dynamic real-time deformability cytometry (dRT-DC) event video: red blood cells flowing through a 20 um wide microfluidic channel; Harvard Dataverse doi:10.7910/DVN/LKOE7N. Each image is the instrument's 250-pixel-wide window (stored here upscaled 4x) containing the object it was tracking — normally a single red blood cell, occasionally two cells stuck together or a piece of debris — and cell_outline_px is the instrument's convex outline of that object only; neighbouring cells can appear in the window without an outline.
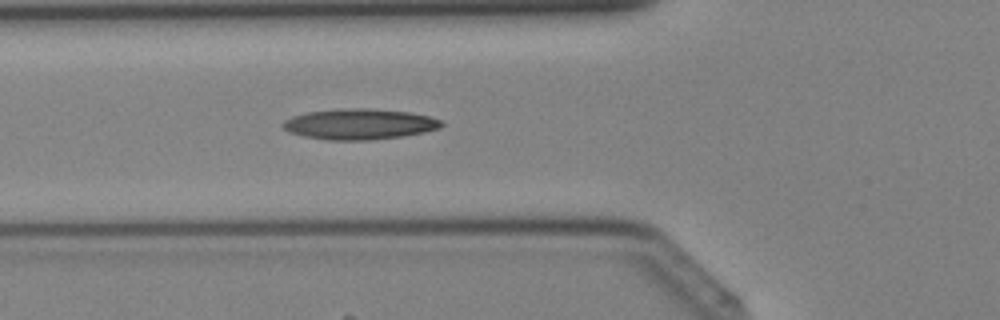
{"species": "Egyptian fruit bat (a non-hibernating species)", "species_latin": "Rousettus aegyptiacus", "temperature_condition": "cold", "stored_images_in_passage": 38, "camera_frame_rate_fps": 3000, "um_per_image_px": 0.085, "animal": {"sex": "female"}, "frame": {"image": 1, "passage_image": 13, "time_ms": 4.0, "image_size_px": [1000, 320], "cell_outline_px": [[444, 124], [440, 128], [424, 132], [404, 136], [372, 140], [328, 140], [304, 136], [288, 132], [284, 128], [284, 120], [292, 116], [308, 112], [340, 108], [368, 108], [408, 112], [428, 116], [444, 120]], "centroid_in_image_um": [30.58, 10.55], "position_along_channel_um": 95.2, "area_um2": 28.44}}
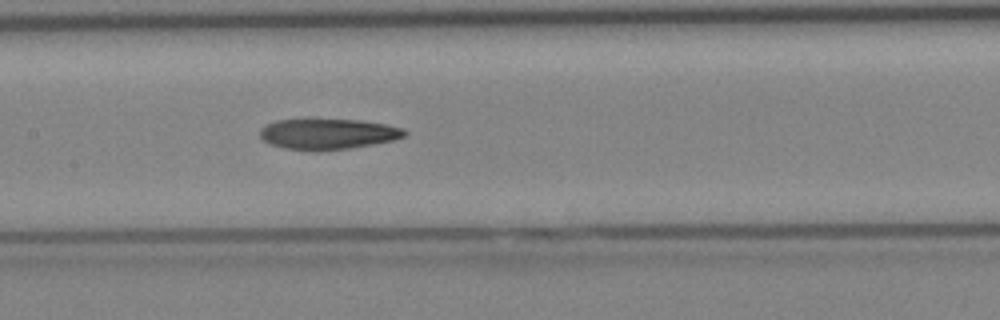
{"frame": {"image": 2, "passage_image": 18, "time_ms": 5.667, "image_size_px": [1000, 320], "cell_outline_px": [[408, 132], [404, 136], [392, 140], [372, 144], [348, 148], [284, 148], [272, 144], [264, 140], [260, 136], [260, 128], [276, 120], [360, 120], [384, 124], [404, 128]], "centroid_in_image_um": [27.91, 11.35], "position_along_channel_um": 179.5, "area_um2": 24.68}}
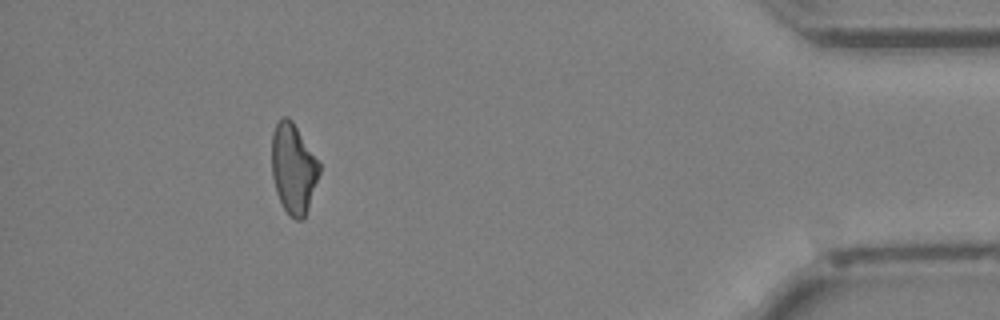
{"frame": {"image": 3, "passage_image": 35, "time_ms": 11.333, "image_size_px": [1000, 320], "cell_outline_px": [[320, 172], [304, 220], [296, 220], [288, 216], [276, 192], [272, 176], [272, 132], [276, 124], [284, 116], [288, 116], [292, 120], [320, 164]], "centroid_in_image_um": [24.93, 14.35], "position_along_channel_um": 410.3, "area_um2": 24.85}}